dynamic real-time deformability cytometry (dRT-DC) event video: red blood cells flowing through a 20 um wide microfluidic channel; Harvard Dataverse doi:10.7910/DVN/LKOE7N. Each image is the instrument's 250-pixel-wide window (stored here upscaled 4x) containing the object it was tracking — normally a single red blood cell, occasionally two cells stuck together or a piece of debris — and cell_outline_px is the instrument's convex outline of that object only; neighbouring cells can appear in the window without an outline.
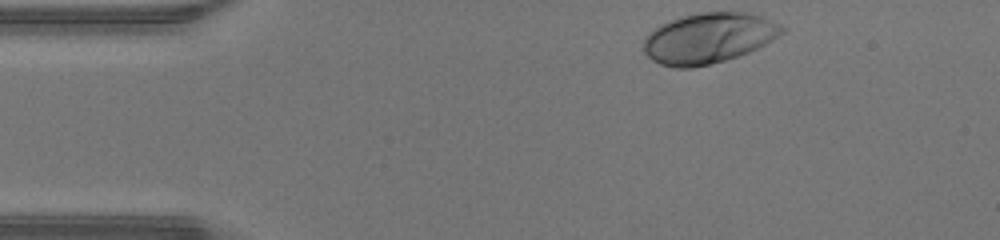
{"species": "human", "species_latin": "Homo sapiens", "temperature_condition": "warm", "stored_images_in_passage": 33, "camera_frame_rate_fps": 3000, "um_per_image_px": 0.085, "donor": {"sex": "male"}, "frame": {"image": 1, "passage_image": 1, "time_ms": 0.0, "image_size_px": [1000, 240], "cell_outline_px": [[784, 32], [780, 36], [748, 52], [724, 60], [692, 68], [676, 68], [660, 64], [652, 60], [644, 52], [644, 36], [648, 32], [660, 24], [684, 16], [700, 12], [748, 12], [772, 20], [780, 24], [784, 28]], "centroid_in_image_um": [60.21, 3.23], "position_along_channel_um": 24.8, "area_um2": 40.52}}
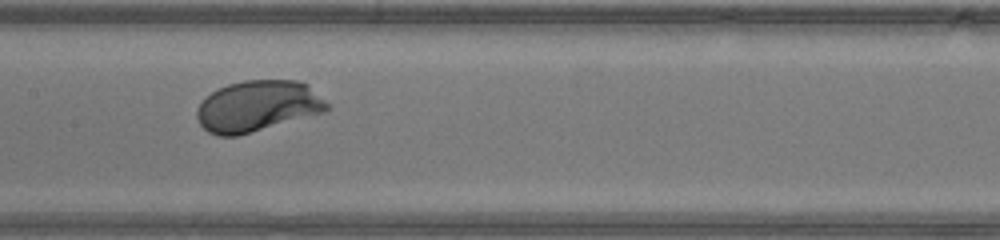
{"frame": {"image": 2, "passage_image": 17, "time_ms": 5.333, "image_size_px": [1000, 240], "cell_outline_px": [[328, 108], [324, 112], [236, 136], [216, 136], [208, 132], [200, 124], [196, 116], [196, 108], [212, 92], [228, 84], [244, 80], [296, 80], [308, 84], [328, 104]], "centroid_in_image_um": [21.88, 9.02], "position_along_channel_um": 185.5, "area_um2": 38.32}}
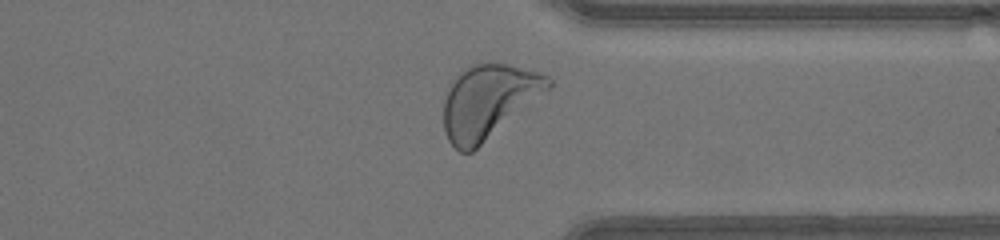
{"frame": {"image": 3, "passage_image": 30, "time_ms": 9.667, "image_size_px": [1000, 240], "cell_outline_px": [[552, 84], [548, 88], [472, 152], [460, 152], [448, 140], [444, 128], [444, 100], [456, 76], [468, 64], [480, 60], [508, 64], [540, 72], [548, 76], [552, 80]], "centroid_in_image_um": [41.48, 8.56], "position_along_channel_um": 369.9, "area_um2": 44.22}, "authors_computed_cell_mechanics": {"area_um2": 38.437, "velocity_mm_per_s": 4.3191, "shape_relaxation_time_tau1_ms": 1.2175, "shape_relaxation_time_tau2_ms": null, "deformation_change_tau1": 0.1649, "deformation_change_tau2": null}}